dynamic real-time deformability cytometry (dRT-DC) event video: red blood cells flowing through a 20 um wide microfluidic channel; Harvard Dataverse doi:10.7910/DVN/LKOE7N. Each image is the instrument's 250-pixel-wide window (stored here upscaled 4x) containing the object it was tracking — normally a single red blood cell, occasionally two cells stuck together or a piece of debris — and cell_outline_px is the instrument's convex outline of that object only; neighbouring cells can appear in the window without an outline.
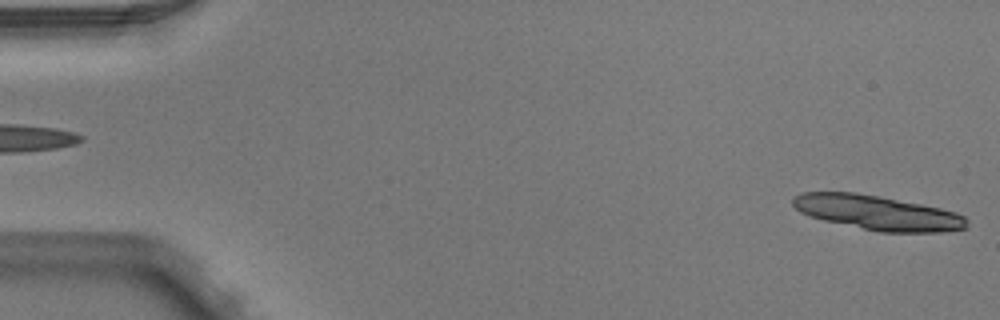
{"species": "Egyptian fruit bat (a non-hibernating species)", "species_latin": "Rousettus aegyptiacus", "temperature_condition": "warm", "stored_images_in_passage": 4, "camera_frame_rate_fps": 3000, "um_per_image_px": 0.085, "animal": {"sex": "male"}, "frame": {"image": 1, "passage_image": 4, "time_ms": 1.0, "image_size_px": [1000, 320], "cell_outline_px": [[968, 228], [940, 232], [880, 232], [824, 220], [808, 216], [800, 212], [792, 204], [792, 196], [800, 192], [856, 192], [920, 204], [940, 208], [956, 212], [964, 216], [968, 220]], "centroid_in_image_um": [74.57, 18.07], "position_along_channel_um": 10.4, "area_um2": 34.97}}